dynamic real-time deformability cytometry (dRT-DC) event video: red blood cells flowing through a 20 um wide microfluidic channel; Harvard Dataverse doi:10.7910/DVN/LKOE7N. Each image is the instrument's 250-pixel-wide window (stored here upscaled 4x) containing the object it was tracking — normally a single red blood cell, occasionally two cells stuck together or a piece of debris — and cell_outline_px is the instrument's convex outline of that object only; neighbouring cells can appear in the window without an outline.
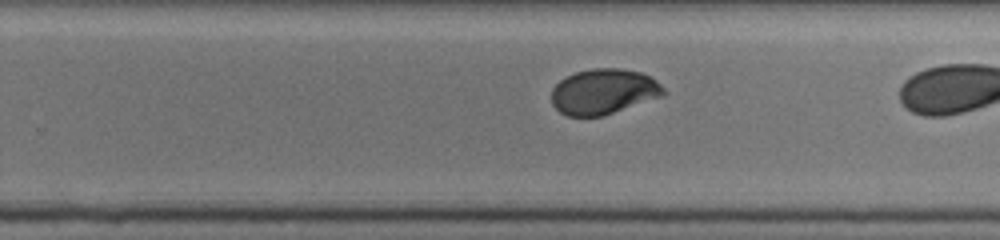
{"species": "human", "species_latin": "Homo sapiens", "temperature_condition": "cold", "stored_images_in_passage": 30, "camera_frame_rate_fps": 3000, "um_per_image_px": 0.085, "donor": {"sex": "male"}, "frame": {"image": 1, "passage_image": 22, "time_ms": 7.0, "image_size_px": [1000, 240], "cell_outline_px": [[668, 92], [664, 96], [604, 116], [568, 116], [560, 112], [552, 104], [552, 88], [560, 80], [576, 72], [592, 68], [620, 68], [640, 72], [652, 76]], "centroid_in_image_um": [51.35, 7.79], "position_along_channel_um": 278.4, "area_um2": 29.94}}